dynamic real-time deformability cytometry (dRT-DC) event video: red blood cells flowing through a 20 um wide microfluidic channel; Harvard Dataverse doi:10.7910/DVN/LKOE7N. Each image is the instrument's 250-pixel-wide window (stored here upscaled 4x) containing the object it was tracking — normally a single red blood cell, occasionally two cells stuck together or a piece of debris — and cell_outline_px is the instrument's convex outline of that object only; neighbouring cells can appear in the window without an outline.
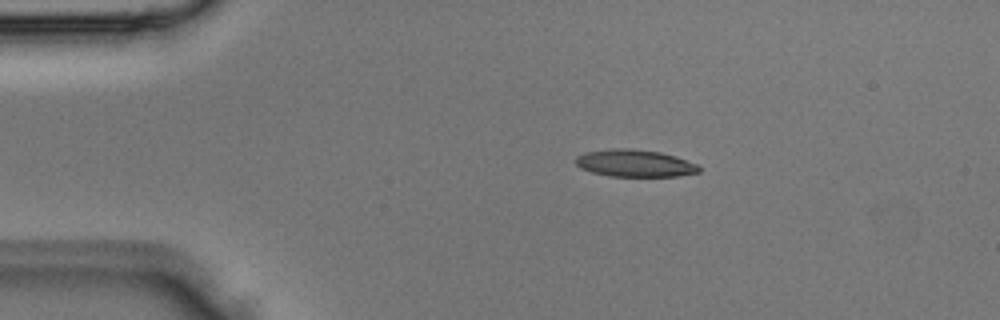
{"species": "Egyptian fruit bat (a non-hibernating species)", "species_latin": "Rousettus aegyptiacus", "temperature_condition": "room temperature", "stored_images_in_passage": 4, "camera_frame_rate_fps": 3000, "um_per_image_px": 0.085, "animal": {"sex": "male"}, "frame": {"image": 1, "passage_image": 2, "time_ms": 0.333, "image_size_px": [1000, 320], "cell_outline_px": [[700, 172], [676, 176], [608, 176], [592, 172], [580, 168], [576, 164], [576, 156], [584, 152], [608, 148], [632, 148], [660, 152], [676, 156], [696, 164], [700, 168]], "centroid_in_image_um": [53.92, 13.86], "position_along_channel_um": 31.1, "area_um2": 19.65}}